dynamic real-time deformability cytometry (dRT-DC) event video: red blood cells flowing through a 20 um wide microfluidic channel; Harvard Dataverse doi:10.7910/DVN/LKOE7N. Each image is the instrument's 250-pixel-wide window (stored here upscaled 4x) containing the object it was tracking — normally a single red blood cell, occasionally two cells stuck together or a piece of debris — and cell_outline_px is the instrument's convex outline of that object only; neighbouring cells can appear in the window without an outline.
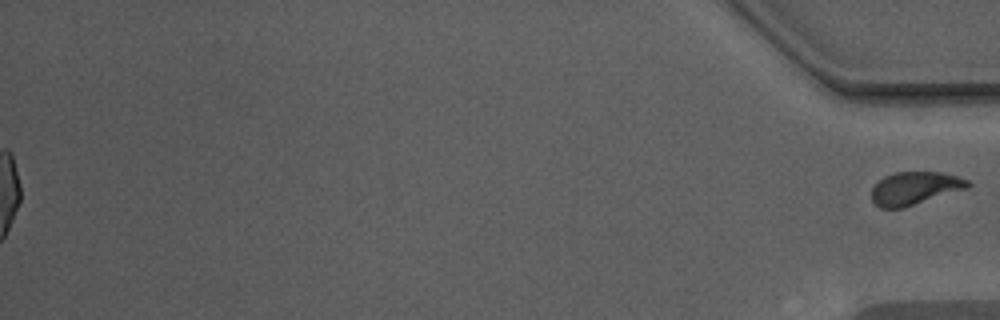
{"species": "Egyptian fruit bat (a non-hibernating species)", "species_latin": "Rousettus aegyptiacus", "temperature_condition": "warm", "stored_images_in_passage": 56, "segment_of_instrument_passage": [2, 2], "camera_frame_rate_fps": 3000, "um_per_image_px": 0.085, "animal": {"sex": "male"}, "frame": {"image": 1, "passage_image": 56, "time_ms": 18.333, "image_size_px": [1000, 320], "cell_outline_px": [[972, 184], [968, 188], [904, 208], [880, 208], [872, 200], [872, 188], [884, 176], [896, 172], [940, 172], [956, 176], [968, 180]], "centroid_in_image_um": [77.77, 16.01], "position_along_channel_um": 357.4, "area_um2": 18.44}}